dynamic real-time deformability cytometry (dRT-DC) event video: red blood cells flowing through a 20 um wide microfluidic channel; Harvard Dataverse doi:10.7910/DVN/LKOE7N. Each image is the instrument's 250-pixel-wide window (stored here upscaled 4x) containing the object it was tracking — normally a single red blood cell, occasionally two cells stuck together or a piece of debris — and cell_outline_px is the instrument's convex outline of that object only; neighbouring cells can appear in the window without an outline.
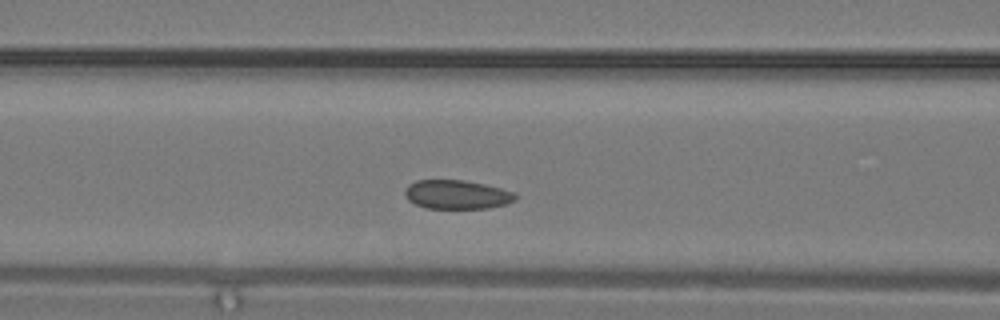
{"species": "common noctule bat (a hibernating species)", "species_latin": "Nyctalus noctula", "temperature_condition": "warm", "stored_images_in_passage": 11, "camera_frame_rate_fps": 3000, "um_per_image_px": 0.085, "animal": {"sex": "male", "body_mass_g": 19.2, "forearm_length_mm": 51.8}, "frame": {"image": 1, "passage_image": 8, "time_ms": 2.333, "image_size_px": [1000, 320], "cell_outline_px": [[516, 200], [508, 204], [488, 208], [428, 208], [416, 204], [408, 200], [404, 196], [404, 192], [408, 184], [416, 180], [464, 180], [484, 184], [500, 188], [512, 192], [516, 196]], "centroid_in_image_um": [38.81, 16.53], "position_along_channel_um": 127.8, "area_um2": 18.61}}
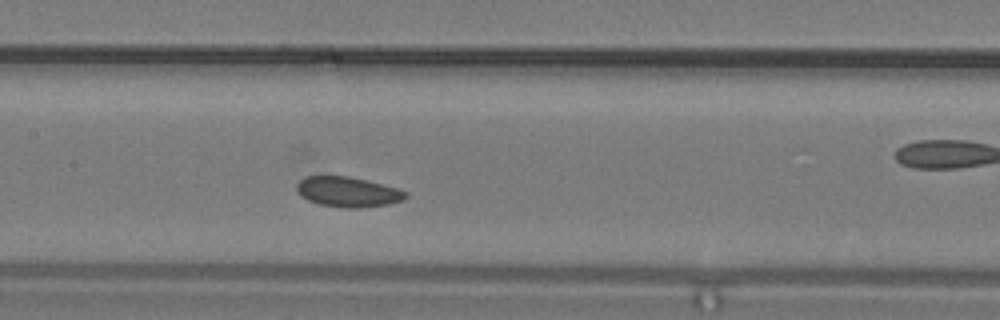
{"frame": {"image": 2, "passage_image": 10, "time_ms": 3.0, "image_size_px": [1000, 320], "cell_outline_px": [[408, 196], [404, 200], [388, 204], [360, 208], [344, 208], [320, 204], [308, 200], [300, 196], [296, 188], [296, 184], [304, 176], [348, 176], [368, 180], [396, 188], [408, 192]], "centroid_in_image_um": [29.57, 16.31], "position_along_channel_um": 177.8, "area_um2": 19.25}}